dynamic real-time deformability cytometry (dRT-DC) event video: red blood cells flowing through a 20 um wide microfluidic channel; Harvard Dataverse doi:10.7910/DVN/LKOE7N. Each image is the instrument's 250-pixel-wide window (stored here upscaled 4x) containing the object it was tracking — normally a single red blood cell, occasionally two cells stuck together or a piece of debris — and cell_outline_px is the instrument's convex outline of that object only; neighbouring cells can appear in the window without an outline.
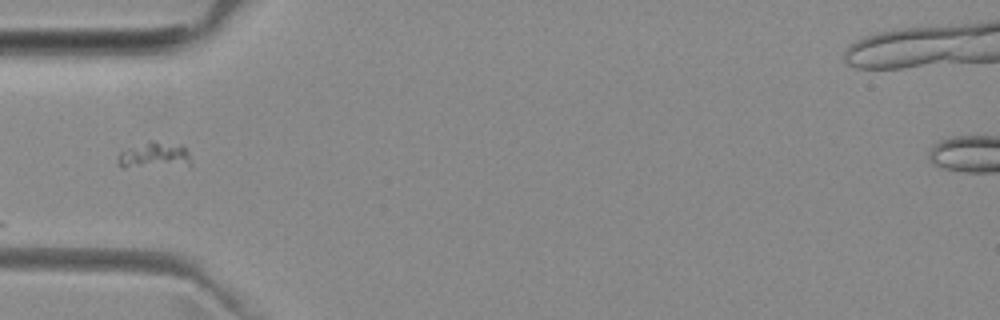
{"species": "common noctule bat (a hibernating species)", "species_latin": "Nyctalus noctula", "temperature_condition": "room temperature", "stored_images_in_passage": 5, "camera_frame_rate_fps": 3000, "um_per_image_px": 0.085, "animal": {"sex": "female", "body_mass_g": 29.2, "forearm_length_mm": 56.3}, "frame": {"image": 1, "passage_image": 5, "time_ms": 4.667, "image_size_px": [1000, 320], "cell_outline_px": [[192, 164], [124, 168], [120, 164], [120, 152], [148, 140], [152, 140], [180, 144], [188, 152]], "centroid_in_image_um": [13.14, 13.18], "position_along_channel_um": 71.9, "area_um2": 10.92}}